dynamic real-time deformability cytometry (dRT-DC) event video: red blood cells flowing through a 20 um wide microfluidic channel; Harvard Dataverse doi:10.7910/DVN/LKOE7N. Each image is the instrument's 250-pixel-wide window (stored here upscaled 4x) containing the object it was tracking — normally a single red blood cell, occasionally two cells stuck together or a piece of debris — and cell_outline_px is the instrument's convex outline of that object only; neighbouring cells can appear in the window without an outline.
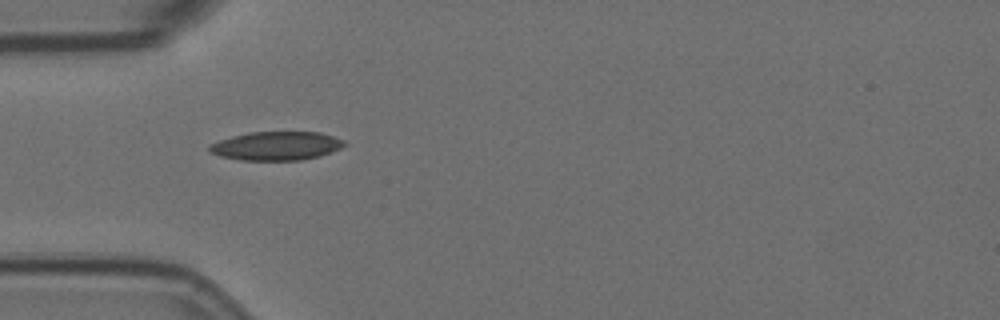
{"species": "Egyptian fruit bat (a non-hibernating species)", "species_latin": "Rousettus aegyptiacus", "temperature_condition": "room temperature", "stored_images_in_passage": 40, "camera_frame_rate_fps": 3000, "um_per_image_px": 0.085, "animal": {"sex": "female"}, "frame": {"image": 1, "passage_image": 1, "time_ms": 0.0, "image_size_px": [1000, 320], "cell_outline_px": [[348, 144], [340, 148], [320, 156], [300, 160], [240, 160], [220, 156], [212, 152], [208, 148], [208, 144], [232, 136], [248, 132], [320, 132], [344, 140]], "centroid_in_image_um": [23.49, 12.4], "position_along_channel_um": 61.5, "area_um2": 22.54}}
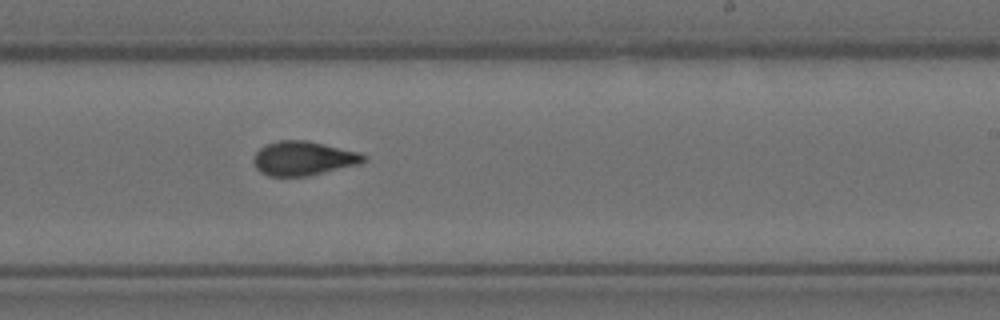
{"frame": {"image": 2, "passage_image": 18, "time_ms": 5.667, "image_size_px": [1000, 320], "cell_outline_px": [[368, 160], [360, 164], [304, 176], [268, 176], [260, 172], [256, 168], [252, 160], [256, 152], [264, 144], [276, 140], [308, 140], [360, 152], [368, 156]], "centroid_in_image_um": [25.79, 13.44], "position_along_channel_um": 263.2, "area_um2": 22.14}}
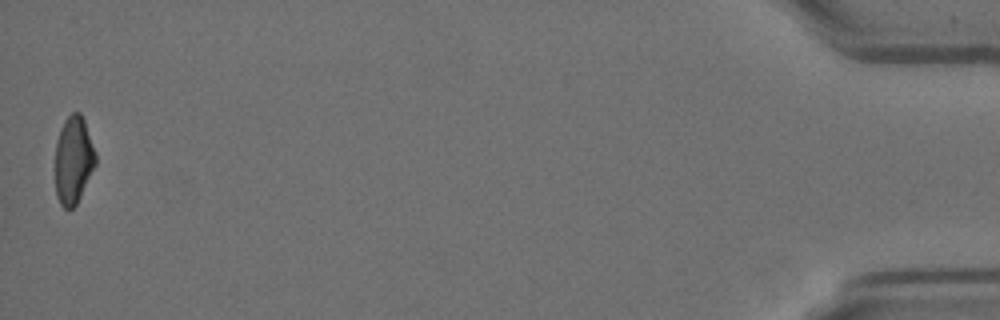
{"frame": {"image": 3, "passage_image": 40, "time_ms": 13.0, "image_size_px": [1000, 320], "cell_outline_px": [[96, 164], [76, 204], [72, 208], [64, 208], [60, 204], [56, 196], [56, 140], [64, 120], [72, 112], [80, 112], [84, 120], [96, 152]], "centroid_in_image_um": [6.24, 13.58], "position_along_channel_um": 429.0, "area_um2": 20.46}, "authors_computed_cell_mechanics": {"area_um2": 21.5883, "velocity_mm_per_s": 3.5819, "shape_relaxation_time_tau1_ms": 9.7588, "shape_relaxation_time_tau2_ms": 2.0096, "deformation_change_tau1": 0.2295, "deformation_change_tau2": 0.0879}}